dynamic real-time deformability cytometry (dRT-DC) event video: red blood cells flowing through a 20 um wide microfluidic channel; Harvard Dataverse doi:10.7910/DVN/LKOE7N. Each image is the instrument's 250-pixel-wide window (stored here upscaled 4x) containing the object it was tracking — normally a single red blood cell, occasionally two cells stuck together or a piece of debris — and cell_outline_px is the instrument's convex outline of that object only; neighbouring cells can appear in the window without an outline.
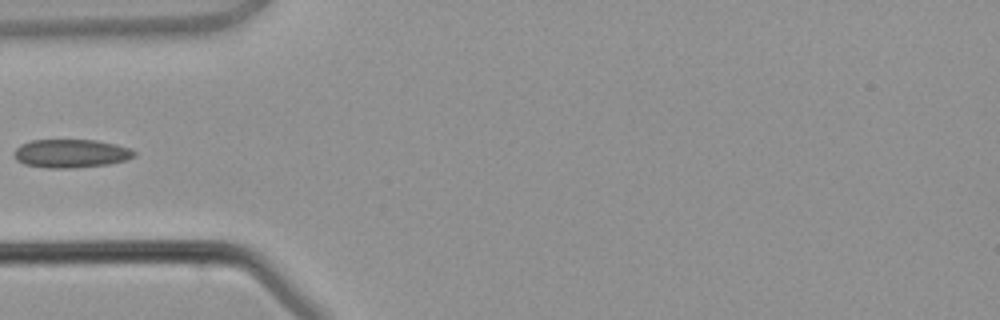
{"species": "common noctule bat (a hibernating species)", "species_latin": "Nyctalus noctula", "temperature_condition": "warm", "stored_images_in_passage": 1, "camera_frame_rate_fps": 3000, "um_per_image_px": 0.085, "animal": {"sex": "male", "body_mass_g": 21.5, "forearm_length_mm": 52.0}, "frame": {"image": 1, "passage_image": 1, "time_ms": 0.0, "image_size_px": [1000, 320], "cell_outline_px": [[136, 156], [128, 160], [108, 164], [76, 168], [48, 168], [24, 164], [16, 160], [12, 152], [20, 144], [32, 140], [96, 140], [116, 144], [132, 148], [136, 152]], "centroid_in_image_um": [6.05, 13.04], "position_along_channel_um": 78.9, "area_um2": 20.23}}